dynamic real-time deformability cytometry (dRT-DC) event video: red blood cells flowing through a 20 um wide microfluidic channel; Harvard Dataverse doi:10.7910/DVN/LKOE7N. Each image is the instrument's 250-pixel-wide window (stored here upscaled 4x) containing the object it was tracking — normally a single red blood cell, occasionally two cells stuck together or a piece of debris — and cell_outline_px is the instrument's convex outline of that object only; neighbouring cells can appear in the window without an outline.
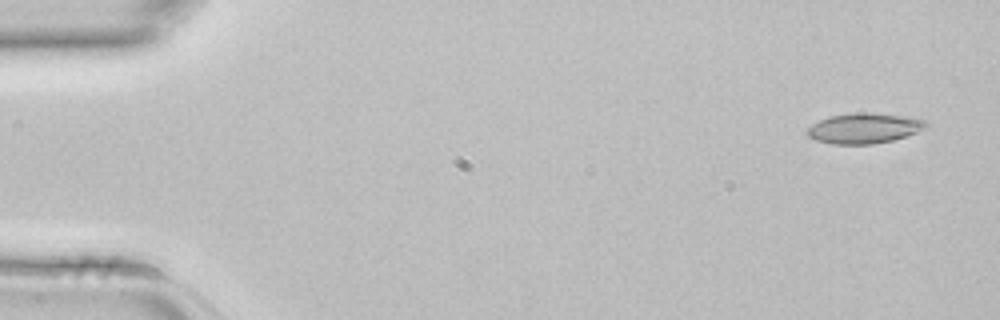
{"species": "common noctule bat (a hibernating species)", "species_latin": "Nyctalus noctula", "temperature_condition": "room temperature", "stored_images_in_passage": 3, "camera_frame_rate_fps": 3000, "um_per_image_px": 0.085, "animal": {"sex": "female", "body_mass_g": 22.7, "forearm_length_mm": 54.2}, "frame": {"image": 1, "passage_image": 1, "time_ms": 0.0, "image_size_px": [1000, 320], "cell_outline_px": [[928, 128], [892, 140], [872, 144], [832, 144], [816, 140], [808, 136], [804, 132], [812, 124], [828, 116], [856, 112], [872, 112], [900, 116], [924, 120], [928, 124]], "centroid_in_image_um": [73.41, 10.9], "position_along_channel_um": 11.6, "area_um2": 20.92}}